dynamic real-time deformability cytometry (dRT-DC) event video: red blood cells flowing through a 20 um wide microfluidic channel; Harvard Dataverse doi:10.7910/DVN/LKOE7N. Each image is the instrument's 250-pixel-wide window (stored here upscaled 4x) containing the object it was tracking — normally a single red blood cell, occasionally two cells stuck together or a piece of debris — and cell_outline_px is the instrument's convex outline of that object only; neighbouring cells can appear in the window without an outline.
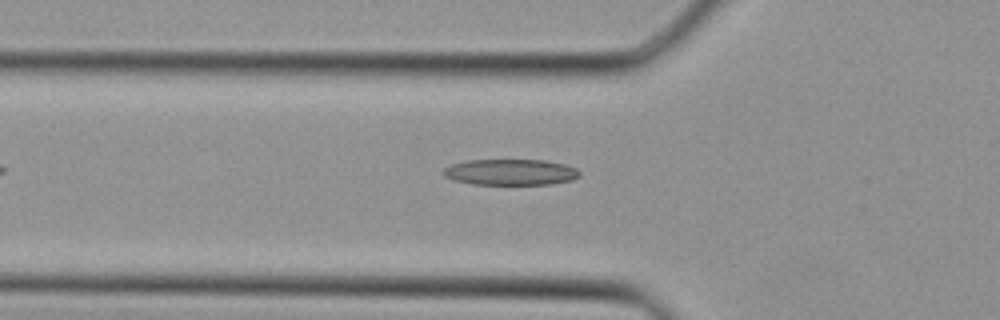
{"species": "Egyptian fruit bat (a non-hibernating species)", "species_latin": "Rousettus aegyptiacus", "temperature_condition": "cold", "stored_images_in_passage": 23, "camera_frame_rate_fps": 3000, "um_per_image_px": 0.085, "animal": {"sex": "female"}, "frame": {"image": 1, "passage_image": 2, "time_ms": 0.333, "image_size_px": [1000, 320], "cell_outline_px": [[580, 176], [572, 180], [552, 184], [472, 184], [452, 180], [444, 176], [440, 172], [444, 168], [452, 164], [468, 160], [544, 160], [564, 164], [576, 168], [580, 172]], "centroid_in_image_um": [43.37, 14.63], "position_along_channel_um": 82.4, "area_um2": 20.75}}
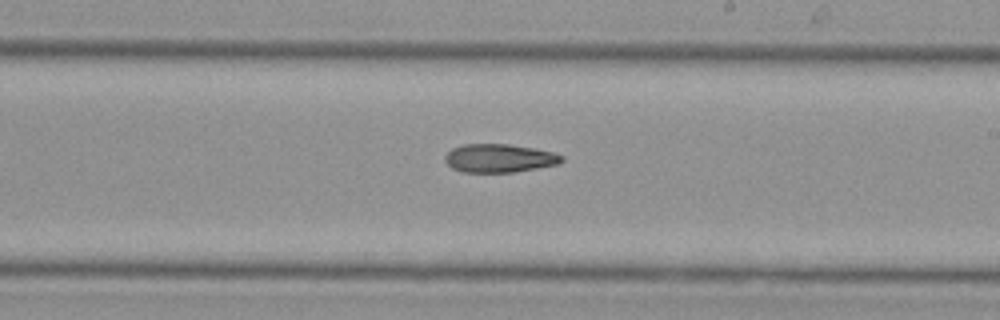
{"frame": {"image": 2, "passage_image": 11, "time_ms": 3.333, "image_size_px": [1000, 320], "cell_outline_px": [[564, 160], [560, 164], [512, 172], [464, 172], [452, 168], [444, 160], [444, 156], [452, 148], [464, 144], [508, 144], [532, 148], [552, 152], [564, 156]], "centroid_in_image_um": [42.44, 13.44], "position_along_channel_um": 246.6, "area_um2": 19.25}}
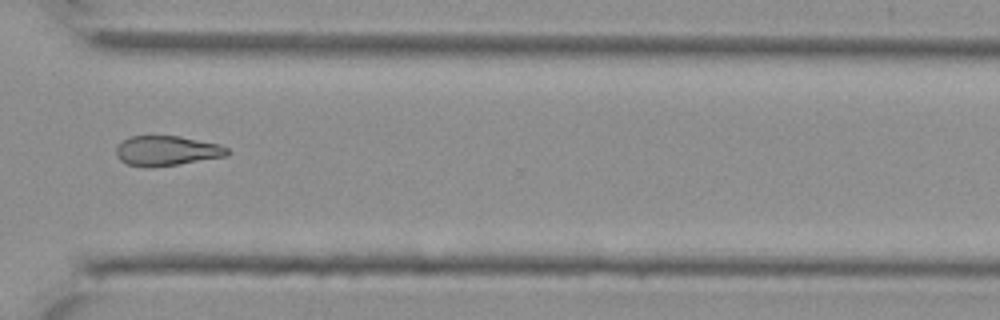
{"frame": {"image": 3, "passage_image": 17, "time_ms": 5.333, "image_size_px": [1000, 320], "cell_outline_px": [[228, 156], [176, 164], [148, 168], [144, 168], [128, 164], [120, 160], [116, 156], [116, 148], [120, 140], [128, 136], [180, 136], [220, 144], [228, 148]], "centroid_in_image_um": [14.13, 12.81], "position_along_channel_um": 356.5, "area_um2": 19.54}}